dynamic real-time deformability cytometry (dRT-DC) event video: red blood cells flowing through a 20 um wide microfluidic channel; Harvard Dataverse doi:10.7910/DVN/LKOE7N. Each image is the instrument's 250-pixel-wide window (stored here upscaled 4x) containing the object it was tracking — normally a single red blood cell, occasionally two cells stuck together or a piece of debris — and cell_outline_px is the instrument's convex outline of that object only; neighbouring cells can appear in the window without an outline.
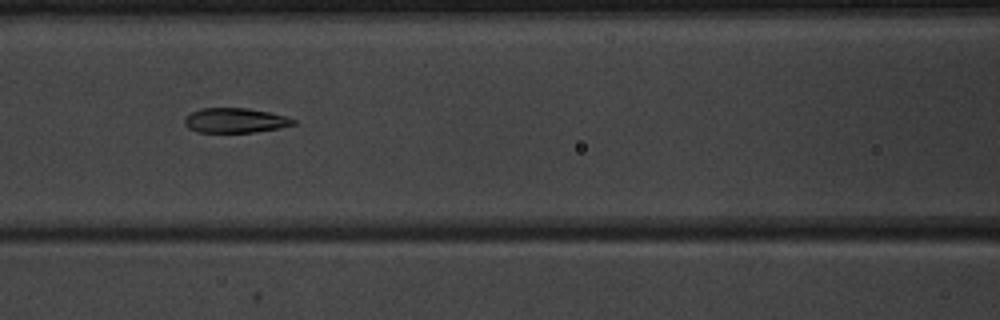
{"species": "common noctule bat (a hibernating species)", "species_latin": "Nyctalus noctula", "temperature_condition": "warm", "stored_images_in_passage": 39, "camera_frame_rate_fps": 3000, "um_per_image_px": 0.085, "animal": {"sex": "male", "body_mass_g": 20.1, "forearm_length_mm": 53.5}, "frame": {"image": 1, "passage_image": 11, "time_ms": 3.333, "image_size_px": [1000, 320], "cell_outline_px": [[296, 124], [280, 128], [252, 132], [196, 132], [188, 128], [184, 124], [184, 120], [192, 112], [200, 108], [248, 108], [268, 112], [284, 116], [296, 120]], "centroid_in_image_um": [19.98, 10.24], "position_along_channel_um": 146.6, "area_um2": 15.61}}
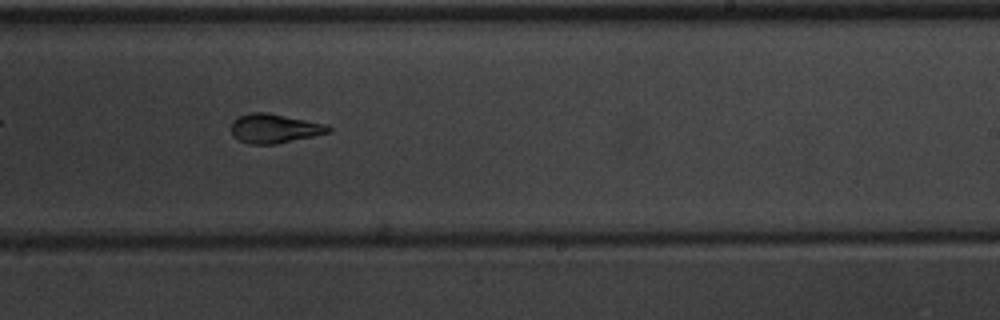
{"frame": {"image": 2, "passage_image": 20, "time_ms": 6.333, "image_size_px": [1000, 320], "cell_outline_px": [[332, 132], [276, 144], [248, 144], [232, 136], [232, 120], [240, 116], [252, 112], [268, 112], [324, 124], [332, 128]], "centroid_in_image_um": [23.32, 10.92], "position_along_channel_um": 265.7, "area_um2": 16.47}}
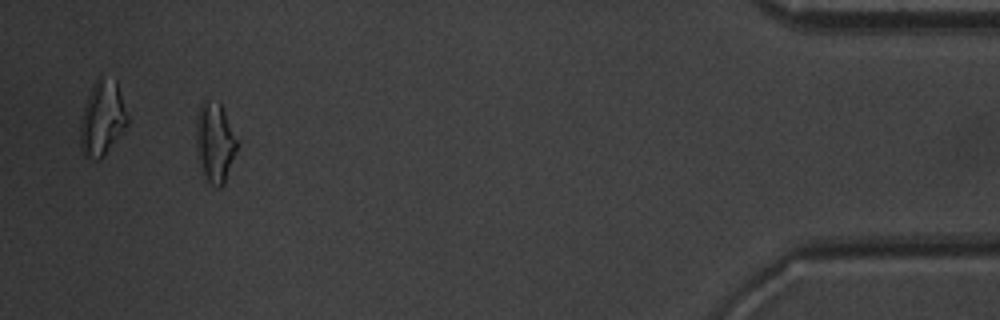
{"frame": {"image": 3, "passage_image": 36, "time_ms": 11.667, "image_size_px": [1000, 320], "cell_outline_px": [[240, 144], [224, 184], [220, 188], [216, 188], [208, 180], [200, 164], [196, 148], [196, 116], [200, 104], [204, 100], [208, 100], [220, 104], [240, 140]], "centroid_in_image_um": [18.31, 12.09], "position_along_channel_um": 416.9, "area_um2": 19.36}, "authors_computed_cell_mechanics": {"area_um2": 16.5886, "velocity_mm_per_s": 3.9793, "shape_relaxation_time_tau1_ms": 4.4401, "shape_relaxation_time_tau2_ms": 1.5211, "deformation_change_tau1": 0.1625, "deformation_change_tau2": 0.0766}}